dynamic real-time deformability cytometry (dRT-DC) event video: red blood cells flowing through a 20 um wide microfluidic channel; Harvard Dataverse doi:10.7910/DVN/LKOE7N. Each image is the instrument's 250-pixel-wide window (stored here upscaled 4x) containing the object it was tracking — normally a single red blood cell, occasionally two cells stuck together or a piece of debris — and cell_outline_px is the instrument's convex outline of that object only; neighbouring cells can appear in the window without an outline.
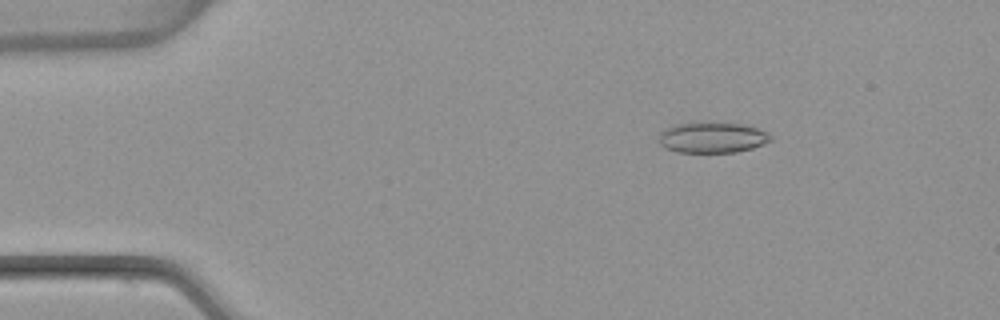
{"species": "common noctule bat (a hibernating species)", "species_latin": "Nyctalus noctula", "temperature_condition": "warm", "stored_images_in_passage": 53, "camera_frame_rate_fps": 3000, "um_per_image_px": 0.085, "animal": {"sex": "female", "body_mass_g": 22.7, "forearm_length_mm": 54.2}, "frame": {"image": 1, "passage_image": 8, "time_ms": 2.333, "image_size_px": [1000, 320], "cell_outline_px": [[772, 140], [764, 144], [752, 148], [736, 152], [676, 152], [660, 144], [660, 132], [676, 124], [740, 124], [756, 128], [768, 132], [772, 136]], "centroid_in_image_um": [60.59, 11.72], "position_along_channel_um": 24.4, "area_um2": 19.36}}
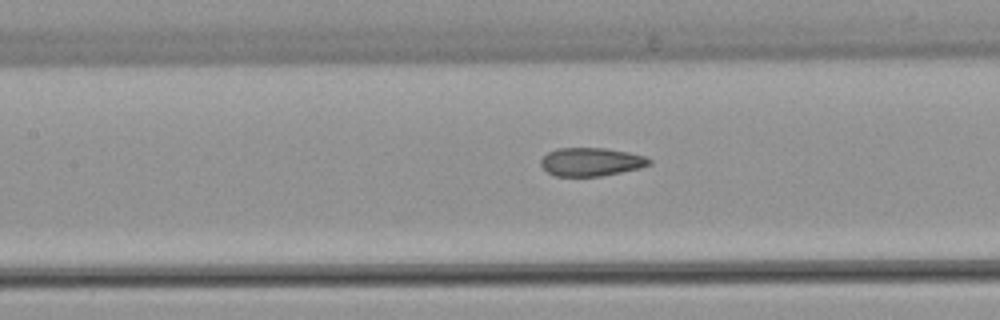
{"frame": {"image": 2, "passage_image": 24, "time_ms": 7.667, "image_size_px": [1000, 320], "cell_outline_px": [[652, 164], [640, 168], [600, 176], [556, 176], [548, 172], [540, 164], [540, 160], [548, 152], [556, 148], [604, 148], [628, 152], [644, 156], [652, 160]], "centroid_in_image_um": [50.25, 13.75], "position_along_channel_um": 157.2, "area_um2": 17.86}}
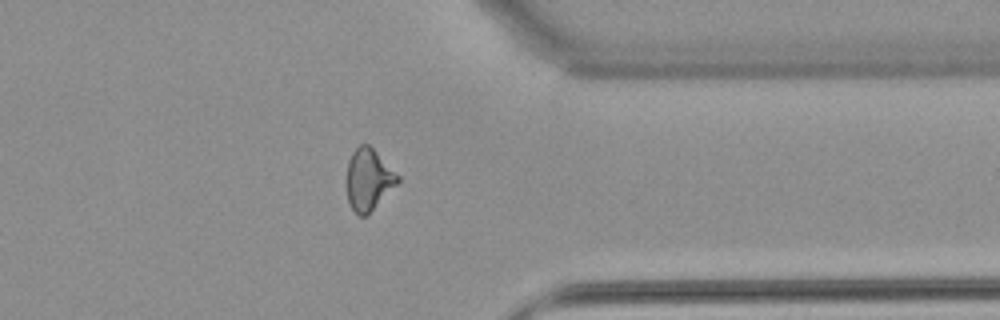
{"frame": {"image": 3, "passage_image": 42, "time_ms": 13.667, "image_size_px": [1000, 320], "cell_outline_px": [[400, 180], [364, 216], [360, 216], [348, 204], [348, 160], [352, 152], [360, 144], [368, 144], [400, 176]], "centroid_in_image_um": [31.32, 15.22], "position_along_channel_um": 380.1, "area_um2": 17.57}, "authors_computed_cell_mechanics": {"area_um2": 18.8428, "velocity_mm_per_s": 3.8589, "shape_relaxation_time_tau1_ms": null, "shape_relaxation_time_tau2_ms": 1.4724, "deformation_change_tau1": null, "deformation_change_tau2": 0.0707}}